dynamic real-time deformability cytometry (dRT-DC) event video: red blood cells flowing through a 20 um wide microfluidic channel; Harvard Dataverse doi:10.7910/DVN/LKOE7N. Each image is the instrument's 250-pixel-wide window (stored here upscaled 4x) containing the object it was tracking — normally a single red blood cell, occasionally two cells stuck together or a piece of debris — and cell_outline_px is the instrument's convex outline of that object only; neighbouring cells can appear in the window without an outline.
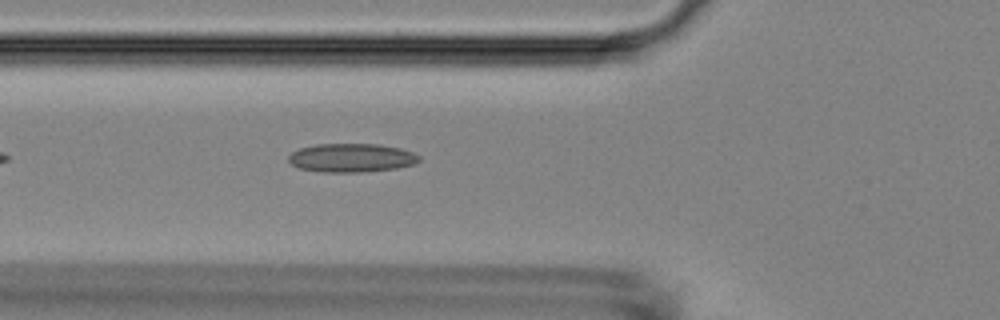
{"species": "Egyptian fruit bat (a non-hibernating species)", "species_latin": "Rousettus aegyptiacus", "temperature_condition": "room temperature", "stored_images_in_passage": 14, "camera_frame_rate_fps": 3000, "um_per_image_px": 0.085, "animal": {"sex": "female"}, "frame": {"image": 1, "passage_image": 3, "time_ms": 0.667, "image_size_px": [1000, 320], "cell_outline_px": [[420, 160], [412, 164], [396, 168], [360, 172], [320, 172], [300, 168], [292, 164], [288, 160], [288, 156], [292, 152], [300, 148], [316, 144], [380, 144], [400, 148], [412, 152], [420, 156]], "centroid_in_image_um": [29.86, 13.41], "position_along_channel_um": 95.9, "area_um2": 21.73}}
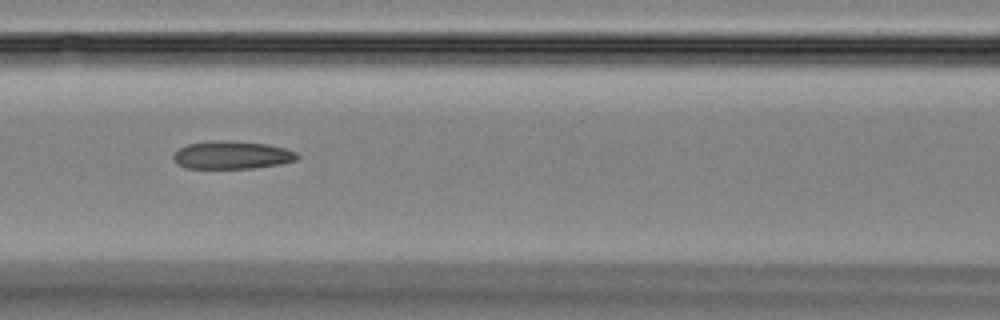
{"frame": {"image": 2, "passage_image": 7, "time_ms": 2.0, "image_size_px": [1000, 320], "cell_outline_px": [[300, 156], [296, 160], [280, 164], [252, 168], [184, 168], [176, 164], [172, 160], [172, 156], [180, 148], [188, 144], [216, 140], [228, 140], [268, 144], [284, 148], [296, 152]], "centroid_in_image_um": [19.69, 13.18], "position_along_channel_um": 146.9, "area_um2": 20.23}}
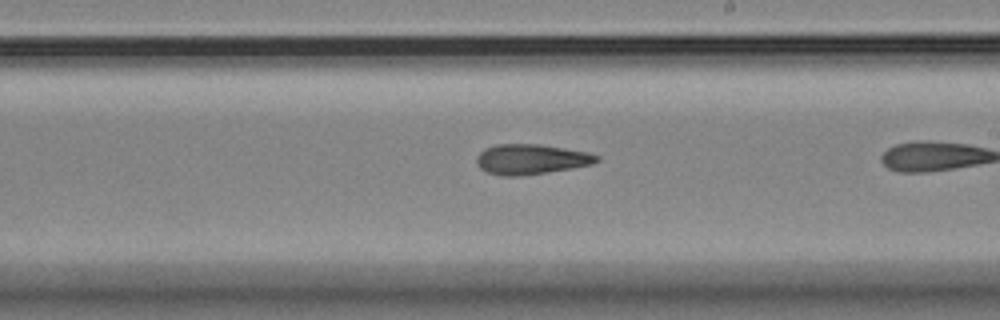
{"frame": {"image": 3, "passage_image": 12, "time_ms": 3.667, "image_size_px": [1000, 320], "cell_outline_px": [[600, 160], [592, 164], [572, 168], [548, 172], [520, 176], [500, 176], [488, 172], [480, 168], [476, 164], [476, 156], [484, 148], [496, 144], [540, 144], [588, 152], [600, 156]], "centroid_in_image_um": [45.12, 13.53], "position_along_channel_um": 243.9, "area_um2": 21.27}}